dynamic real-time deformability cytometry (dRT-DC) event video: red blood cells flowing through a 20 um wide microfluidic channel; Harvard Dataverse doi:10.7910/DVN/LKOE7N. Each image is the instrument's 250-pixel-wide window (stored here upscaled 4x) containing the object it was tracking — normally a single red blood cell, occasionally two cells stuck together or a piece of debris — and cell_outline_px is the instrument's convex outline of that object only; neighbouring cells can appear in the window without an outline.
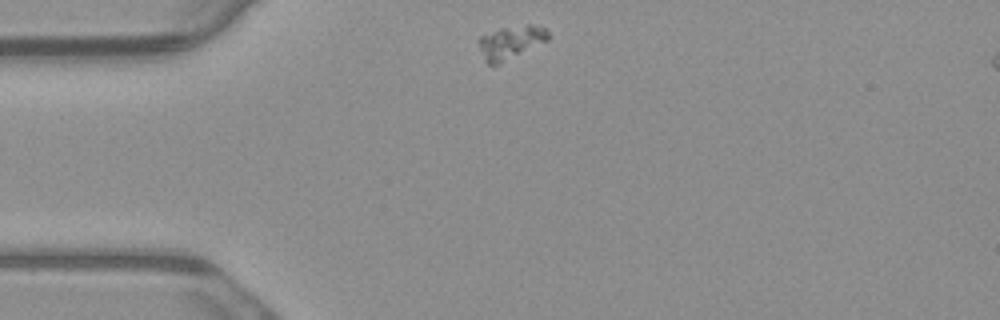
{"species": "common noctule bat (a hibernating species)", "species_latin": "Nyctalus noctula", "temperature_condition": "warm", "stored_images_in_passage": 3, "camera_frame_rate_fps": 3000, "um_per_image_px": 0.085, "animal": {"sex": "male", "body_mass_g": 23.1, "forearm_length_mm": 52.7}, "frame": {"image": 1, "passage_image": 1, "time_ms": 0.0, "image_size_px": [1000, 320], "cell_outline_px": [[552, 36], [548, 40], [500, 64], [488, 64], [484, 60], [476, 40], [480, 36], [500, 28], [528, 24], [544, 28]], "centroid_in_image_um": [43.39, 3.59], "position_along_channel_um": 41.6, "area_um2": 13.53}}